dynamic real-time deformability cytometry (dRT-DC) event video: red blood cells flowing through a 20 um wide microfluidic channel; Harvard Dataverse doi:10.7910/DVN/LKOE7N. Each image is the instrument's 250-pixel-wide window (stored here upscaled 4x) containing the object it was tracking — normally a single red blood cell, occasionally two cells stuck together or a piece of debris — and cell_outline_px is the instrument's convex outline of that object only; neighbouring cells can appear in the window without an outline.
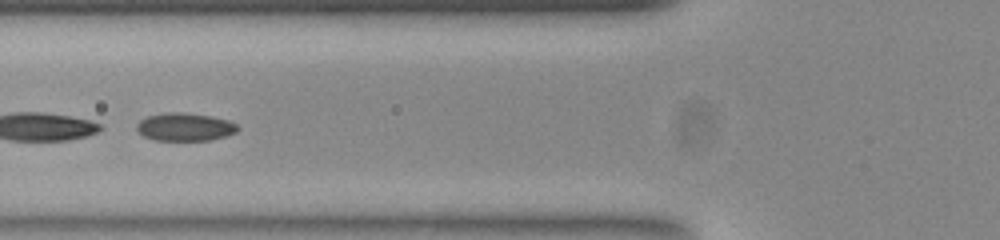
{"species": "common noctule bat (a hibernating species)", "species_latin": "Nyctalus noctula", "temperature_condition": "room temperature", "stored_images_in_passage": 41, "segment_of_instrument_passage": [2, 2], "camera_frame_rate_fps": 3000, "um_per_image_px": 0.085, "animal": {"sex": "female", "body_mass_g": 23.0, "forearm_length_mm": 53.4}, "frame": {"image": 1, "passage_image": 21, "time_ms": 6.667, "image_size_px": [1000, 240], "cell_outline_px": [[240, 128], [236, 132], [224, 136], [208, 140], [152, 140], [136, 132], [136, 124], [140, 120], [148, 116], [164, 112], [184, 112], [212, 116], [228, 120], [236, 124]], "centroid_in_image_um": [15.68, 10.78], "position_along_channel_um": 110.1, "area_um2": 16.59}}